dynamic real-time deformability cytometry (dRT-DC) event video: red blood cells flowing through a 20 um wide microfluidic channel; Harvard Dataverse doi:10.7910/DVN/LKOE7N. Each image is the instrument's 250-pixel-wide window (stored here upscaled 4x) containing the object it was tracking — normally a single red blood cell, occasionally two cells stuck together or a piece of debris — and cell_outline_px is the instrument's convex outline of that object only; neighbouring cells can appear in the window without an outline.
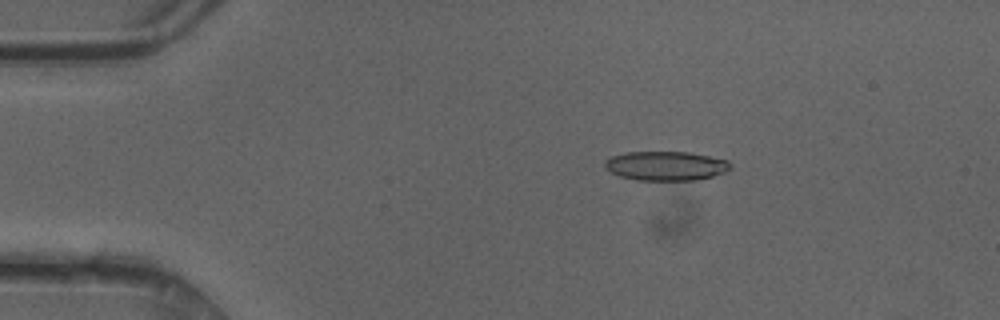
{"species": "common noctule bat (a hibernating species)", "species_latin": "Nyctalus noctula", "temperature_condition": "cold", "stored_images_in_passage": 49, "camera_frame_rate_fps": 3000, "um_per_image_px": 0.085, "animal": {"sex": "female"}, "frame": {"image": 1, "passage_image": 9, "time_ms": 2.667, "image_size_px": [1000, 320], "cell_outline_px": [[732, 168], [724, 172], [712, 176], [696, 180], [636, 180], [620, 176], [604, 168], [604, 160], [612, 156], [624, 152], [688, 152], [728, 160], [732, 164]], "centroid_in_image_um": [56.59, 14.09], "position_along_channel_um": 28.4, "area_um2": 21.44}}
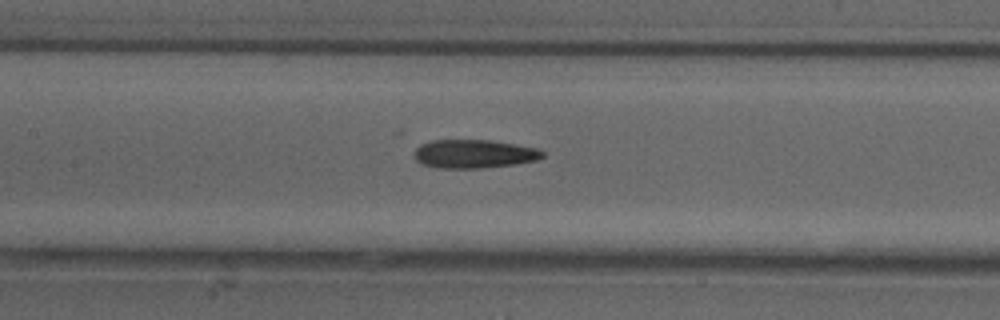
{"frame": {"image": 2, "passage_image": 23, "time_ms": 7.333, "image_size_px": [1000, 320], "cell_outline_px": [[544, 156], [536, 160], [516, 164], [480, 168], [436, 168], [420, 164], [416, 160], [412, 152], [420, 144], [432, 140], [488, 140], [536, 148], [544, 152]], "centroid_in_image_um": [40.22, 13.09], "position_along_channel_um": 167.2, "area_um2": 21.39}}
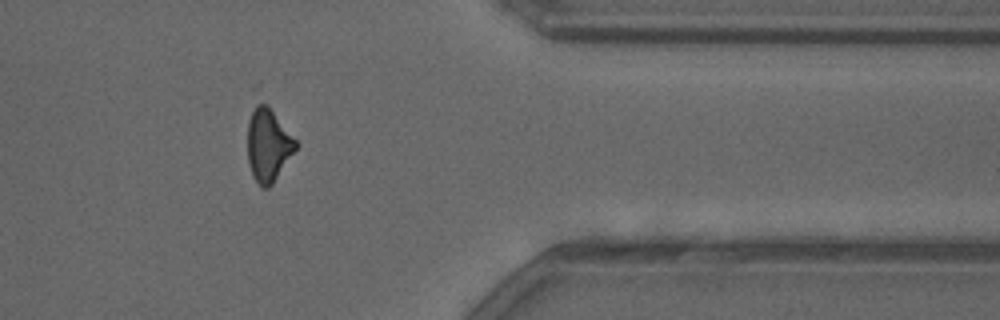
{"frame": {"image": 3, "passage_image": 40, "time_ms": 13.0, "image_size_px": [1000, 320], "cell_outline_px": [[300, 144], [272, 184], [268, 188], [260, 188], [252, 176], [248, 164], [248, 120], [256, 104], [260, 100], [268, 104]], "centroid_in_image_um": [22.8, 12.32], "position_along_channel_um": 388.6, "area_um2": 20.87}, "authors_computed_cell_mechanics": {"area_um2": 21.2704, "velocity_mm_per_s": 4.2471, "shape_relaxation_time_tau1_ms": 4.9377, "shape_relaxation_time_tau2_ms": 3.1261, "deformation_change_tau1": 0.1528, "deformation_change_tau2": 0.1578}}